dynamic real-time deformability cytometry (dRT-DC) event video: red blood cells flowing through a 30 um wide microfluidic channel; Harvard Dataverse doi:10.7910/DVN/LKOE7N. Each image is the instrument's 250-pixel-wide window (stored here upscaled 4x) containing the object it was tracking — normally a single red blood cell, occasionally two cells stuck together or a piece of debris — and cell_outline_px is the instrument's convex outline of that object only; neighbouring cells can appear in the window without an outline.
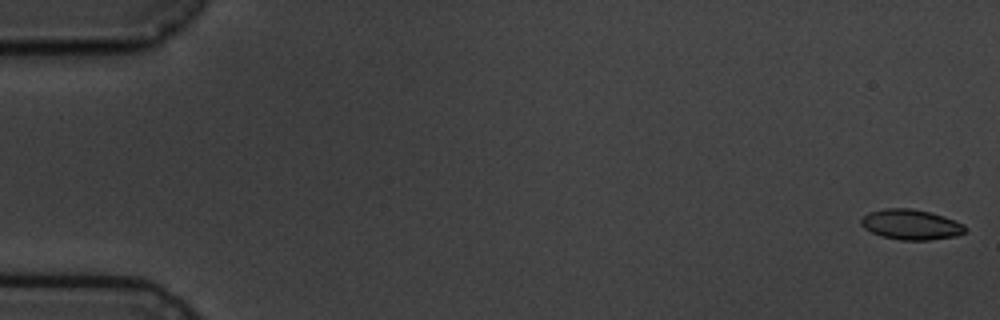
{"species": "common noctule bat (a hibernating species)", "species_latin": "Nyctalus noctula", "temperature_condition": "cold", "stored_images_in_passage": 5, "camera_frame_rate_fps": 3000, "um_per_image_px": 0.085, "animal": {"sex": "male", "body_mass_g": 19.5, "forearm_length_mm": 54.6}, "frame": {"image": 1, "passage_image": 1, "time_ms": 0.0, "image_size_px": [1000, 320], "cell_outline_px": [[968, 228], [964, 232], [956, 236], [928, 240], [900, 240], [880, 236], [864, 228], [860, 224], [860, 220], [868, 212], [884, 208], [912, 208], [932, 212], [956, 220], [964, 224]], "centroid_in_image_um": [77.44, 19.08], "position_along_channel_um": 7.6, "area_um2": 18.61}}
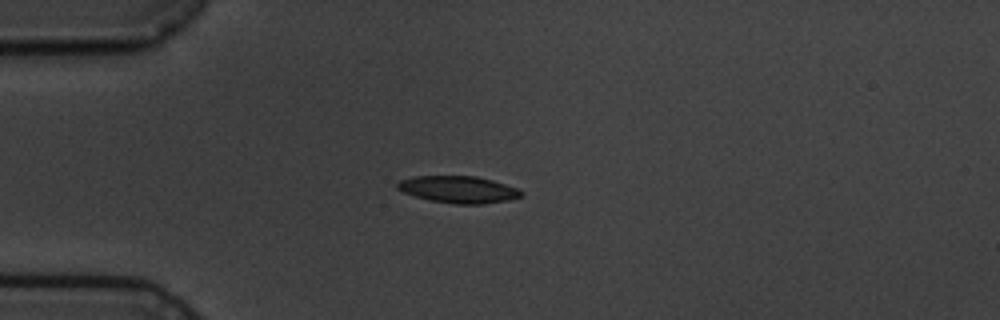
{"frame": {"image": 2, "passage_image": 5, "time_ms": 4.667, "image_size_px": [1000, 320], "cell_outline_px": [[524, 196], [508, 200], [484, 204], [456, 204], [428, 200], [404, 192], [396, 188], [396, 184], [400, 180], [412, 176], [476, 176], [492, 180], [520, 188], [524, 192]], "centroid_in_image_um": [39.01, 16.1], "position_along_channel_um": 46.0, "area_um2": 19.65}}